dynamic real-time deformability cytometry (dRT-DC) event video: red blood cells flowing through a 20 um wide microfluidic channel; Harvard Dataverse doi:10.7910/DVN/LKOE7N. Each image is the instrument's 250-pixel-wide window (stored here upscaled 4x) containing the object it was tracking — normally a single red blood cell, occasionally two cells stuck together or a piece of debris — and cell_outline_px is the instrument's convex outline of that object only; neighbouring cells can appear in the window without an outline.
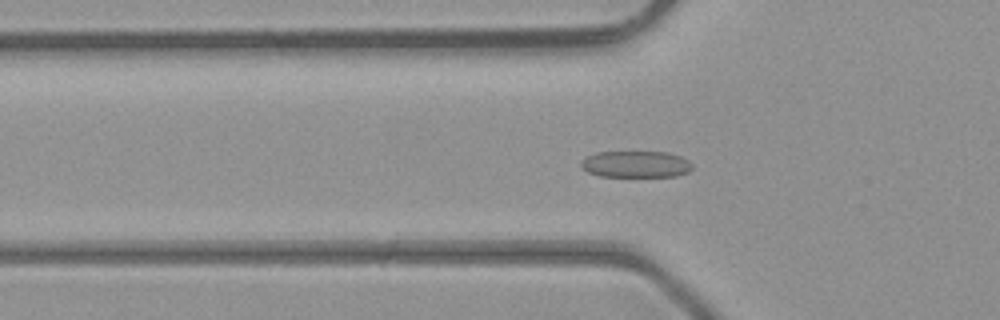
{"species": "common noctule bat (a hibernating species)", "species_latin": "Nyctalus noctula", "temperature_condition": "room temperature", "stored_images_in_passage": 44, "camera_frame_rate_fps": 3000, "um_per_image_px": 0.085, "animal": {"sex": "male", "body_mass_g": 23.1, "forearm_length_mm": 52.7}, "frame": {"image": 1, "passage_image": 12, "time_ms": 3.667, "image_size_px": [1000, 320], "cell_outline_px": [[692, 168], [688, 172], [676, 176], [600, 176], [588, 172], [580, 168], [580, 160], [584, 156], [596, 152], [668, 152], [680, 156], [688, 160], [692, 164]], "centroid_in_image_um": [53.99, 13.95], "position_along_channel_um": 71.8, "area_um2": 17.4}}
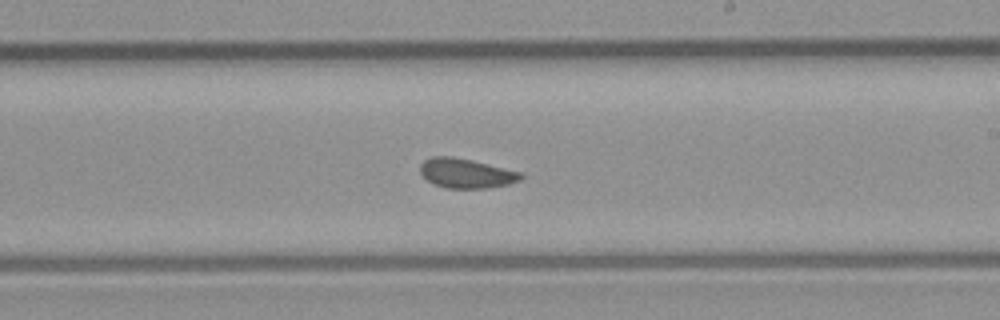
{"frame": {"image": 2, "passage_image": 24, "time_ms": 7.667, "image_size_px": [1000, 320], "cell_outline_px": [[524, 176], [520, 180], [508, 184], [488, 188], [448, 188], [436, 184], [428, 180], [420, 172], [420, 164], [424, 160], [432, 156], [452, 156], [472, 160], [524, 172]], "centroid_in_image_um": [39.66, 14.71], "position_along_channel_um": 249.3, "area_um2": 17.4}}
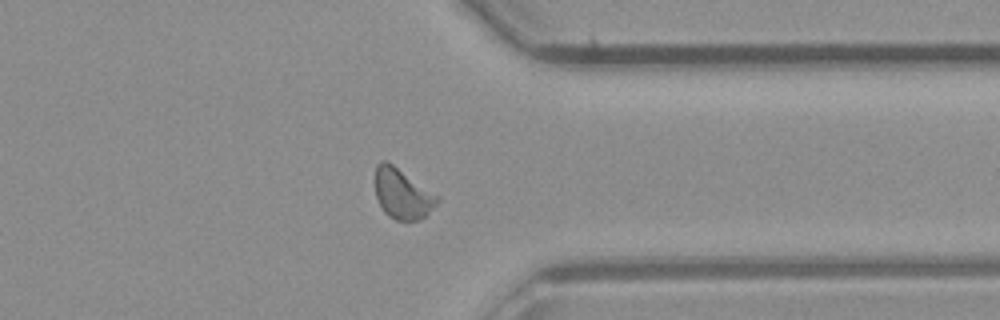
{"frame": {"image": 3, "passage_image": 33, "time_ms": 10.667, "image_size_px": [1000, 320], "cell_outline_px": [[440, 200], [424, 216], [416, 220], [396, 220], [388, 216], [384, 212], [376, 196], [376, 164], [380, 160], [388, 160], [440, 196]], "centroid_in_image_um": [34.2, 16.43], "position_along_channel_um": 377.2, "area_um2": 18.21}, "authors_computed_cell_mechanics": {"area_um2": 17.4845, "velocity_mm_per_s": 4.4123, "shape_relaxation_time_tau1_ms": 10.9839, "shape_relaxation_time_tau2_ms": 1.3178, "deformation_change_tau1": 0.1294, "deformation_change_tau2": 0.0637}}